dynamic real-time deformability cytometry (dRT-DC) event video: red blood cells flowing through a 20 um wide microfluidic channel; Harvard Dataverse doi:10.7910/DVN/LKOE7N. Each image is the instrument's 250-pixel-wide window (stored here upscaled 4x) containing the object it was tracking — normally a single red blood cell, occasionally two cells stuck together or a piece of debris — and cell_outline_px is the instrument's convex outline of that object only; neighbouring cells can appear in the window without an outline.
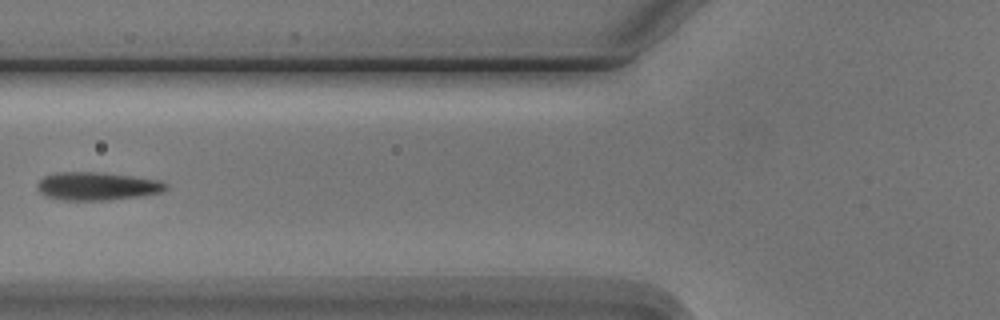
{"species": "Egyptian fruit bat (a non-hibernating species)", "species_latin": "Rousettus aegyptiacus", "temperature_condition": "cold", "stored_images_in_passage": 6, "camera_frame_rate_fps": 3000, "um_per_image_px": 0.085, "animal": {"sex": "male"}, "frame": {"image": 1, "passage_image": 5, "time_ms": 5.667, "image_size_px": [1000, 320], "cell_outline_px": [[168, 188], [164, 192], [140, 196], [108, 200], [64, 200], [44, 196], [40, 192], [40, 180], [44, 176], [56, 172], [96, 172], [132, 176], [160, 180], [168, 184]], "centroid_in_image_um": [8.31, 15.83], "position_along_channel_um": 117.5, "area_um2": 20.98}}
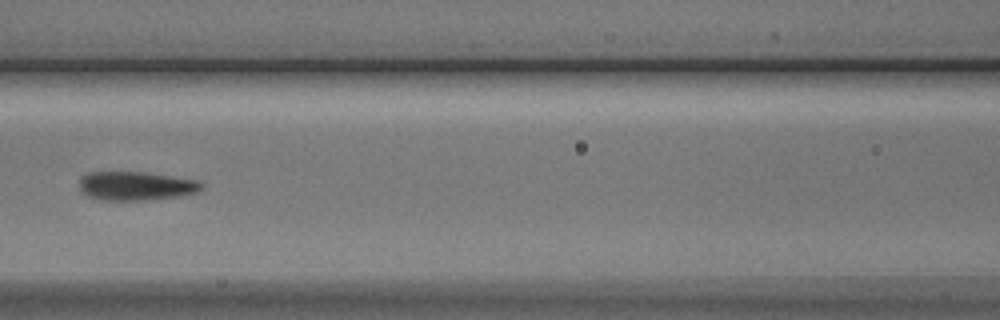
{"frame": {"image": 2, "passage_image": 6, "time_ms": 6.667, "image_size_px": [1000, 320], "cell_outline_px": [[204, 188], [196, 192], [176, 196], [144, 200], [100, 200], [88, 196], [80, 188], [80, 180], [88, 172], [144, 172], [196, 180], [204, 184]], "centroid_in_image_um": [11.55, 15.8], "position_along_channel_um": 155.0, "area_um2": 20.23}}